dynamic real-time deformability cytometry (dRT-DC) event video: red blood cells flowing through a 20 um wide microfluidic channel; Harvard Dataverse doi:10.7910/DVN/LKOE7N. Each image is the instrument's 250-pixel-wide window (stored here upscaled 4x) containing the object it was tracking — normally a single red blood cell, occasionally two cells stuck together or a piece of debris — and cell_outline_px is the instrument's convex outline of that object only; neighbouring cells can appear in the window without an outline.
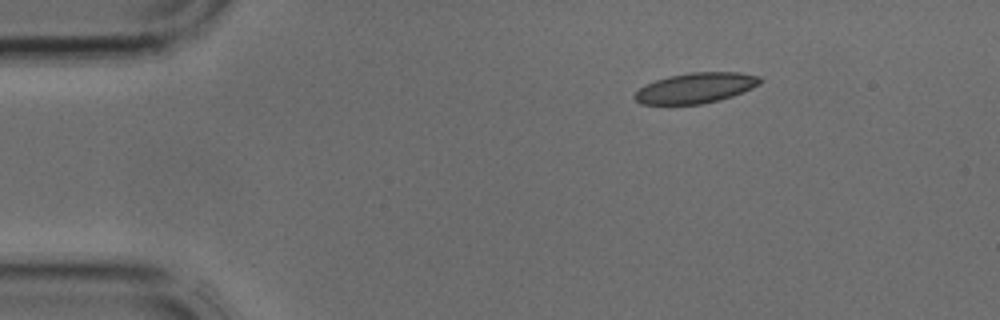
{"species": "common noctule bat (a hibernating species)", "species_latin": "Nyctalus noctula", "temperature_condition": "cold", "stored_images_in_passage": 2, "camera_frame_rate_fps": 3000, "um_per_image_px": 0.085, "animal": {"sex": "male", "body_mass_g": 17.9, "forearm_length_mm": 54.2}, "frame": {"image": 1, "passage_image": 2, "time_ms": 0.333, "image_size_px": [1000, 320], "cell_outline_px": [[764, 80], [760, 84], [752, 88], [732, 96], [720, 100], [704, 104], [640, 104], [632, 96], [644, 84], [668, 76], [688, 72], [740, 72], [760, 76]], "centroid_in_image_um": [59.15, 7.47], "position_along_channel_um": 25.9, "area_um2": 22.43}}